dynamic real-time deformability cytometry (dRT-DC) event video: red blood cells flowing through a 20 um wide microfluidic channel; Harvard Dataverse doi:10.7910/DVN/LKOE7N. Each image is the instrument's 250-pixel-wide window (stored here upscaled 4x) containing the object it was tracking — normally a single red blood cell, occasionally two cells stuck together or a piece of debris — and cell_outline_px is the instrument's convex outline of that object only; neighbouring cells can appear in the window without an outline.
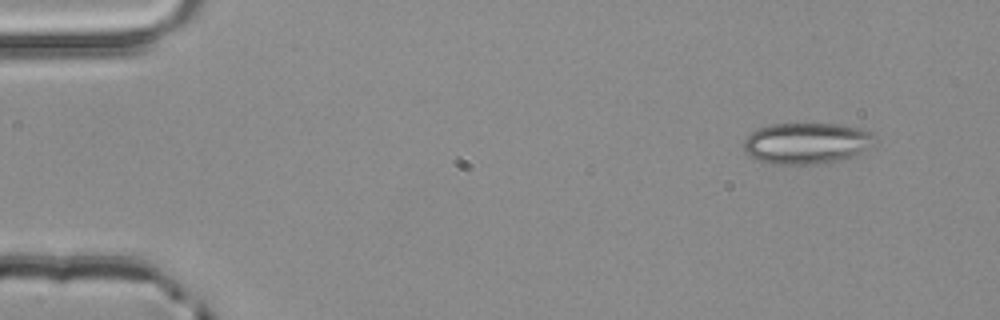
{"species": "common noctule bat (a hibernating species)", "species_latin": "Nyctalus noctula", "temperature_condition": "room temperature", "stored_images_in_passage": 4, "camera_frame_rate_fps": 3000, "um_per_image_px": 0.085, "animal": {"sex": "male", "body_mass_g": 20.4}, "frame": {"image": 1, "passage_image": 1, "time_ms": 0.0, "image_size_px": [1000, 320], "cell_outline_px": [[876, 144], [872, 148], [856, 156], [824, 164], [772, 164], [760, 160], [744, 152], [744, 140], [756, 128], [772, 124], [840, 124], [860, 128], [872, 132], [876, 136]], "centroid_in_image_um": [68.65, 12.18], "position_along_channel_um": 16.4, "area_um2": 32.02}}